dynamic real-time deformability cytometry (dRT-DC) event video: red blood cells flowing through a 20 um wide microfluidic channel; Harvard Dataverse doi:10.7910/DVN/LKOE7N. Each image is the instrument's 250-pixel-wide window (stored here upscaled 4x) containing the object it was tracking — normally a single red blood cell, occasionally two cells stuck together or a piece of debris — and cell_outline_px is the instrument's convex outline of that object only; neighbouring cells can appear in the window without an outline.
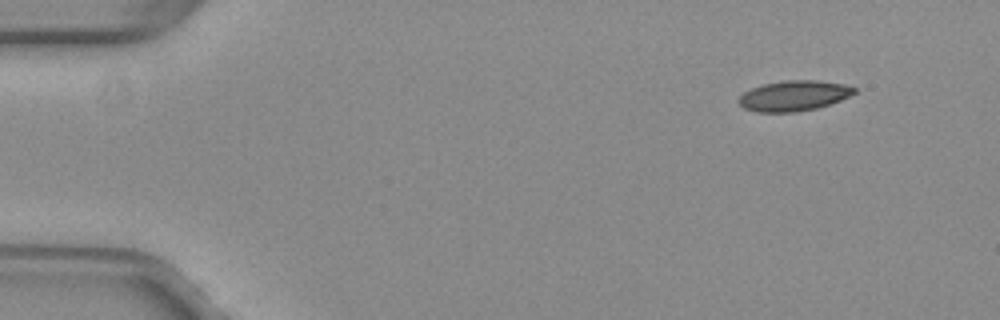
{"species": "common noctule bat (a hibernating species)", "species_latin": "Nyctalus noctula", "temperature_condition": "warm", "stored_images_in_passage": 47, "camera_frame_rate_fps": 3000, "um_per_image_px": 0.085, "animal": {"sex": "female", "body_mass_g": 29.2, "forearm_length_mm": 56.3}, "frame": {"image": 1, "passage_image": 1, "time_ms": 0.0, "image_size_px": [1000, 320], "cell_outline_px": [[856, 92], [840, 100], [816, 108], [796, 112], [756, 112], [744, 108], [736, 100], [744, 92], [752, 88], [764, 84], [784, 80], [816, 80], [844, 84], [856, 88]], "centroid_in_image_um": [67.45, 8.14], "position_along_channel_um": 17.6, "area_um2": 20.35}}
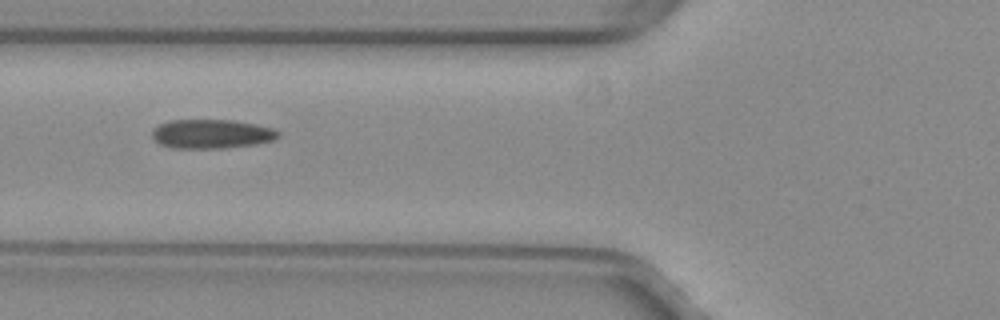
{"frame": {"image": 2, "passage_image": 16, "time_ms": 5.0, "image_size_px": [1000, 320], "cell_outline_px": [[280, 136], [272, 140], [256, 144], [228, 148], [172, 148], [160, 144], [152, 136], [152, 128], [168, 120], [232, 120], [256, 124], [272, 128], [280, 132]], "centroid_in_image_um": [17.98, 11.38], "position_along_channel_um": 107.8, "area_um2": 21.5}}
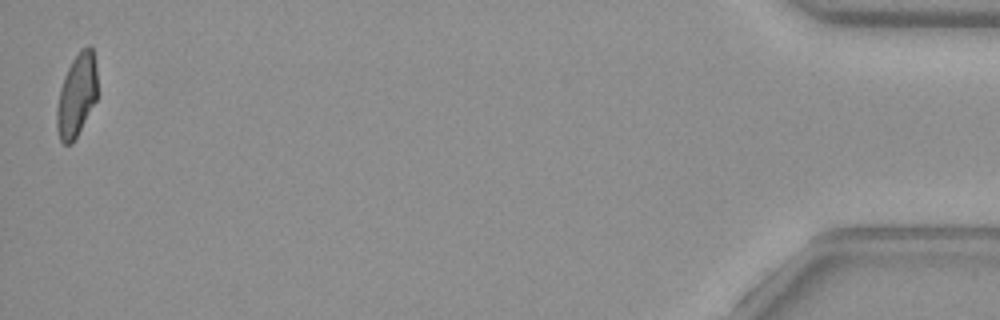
{"frame": {"image": 3, "passage_image": 47, "time_ms": 15.333, "image_size_px": [1000, 320], "cell_outline_px": [[96, 100], [72, 144], [64, 144], [60, 140], [56, 128], [56, 108], [60, 88], [64, 76], [72, 60], [80, 48], [88, 44], [92, 48], [96, 60]], "centroid_in_image_um": [6.5, 8.07], "position_along_channel_um": 428.7, "area_um2": 19.65}, "authors_computed_cell_mechanics": {"area_um2": 21.0392, "velocity_mm_per_s": 4.0367, "shape_relaxation_time_tau1_ms": null, "shape_relaxation_time_tau2_ms": 1.8918, "deformation_change_tau1": null, "deformation_change_tau2": 0.0687}}